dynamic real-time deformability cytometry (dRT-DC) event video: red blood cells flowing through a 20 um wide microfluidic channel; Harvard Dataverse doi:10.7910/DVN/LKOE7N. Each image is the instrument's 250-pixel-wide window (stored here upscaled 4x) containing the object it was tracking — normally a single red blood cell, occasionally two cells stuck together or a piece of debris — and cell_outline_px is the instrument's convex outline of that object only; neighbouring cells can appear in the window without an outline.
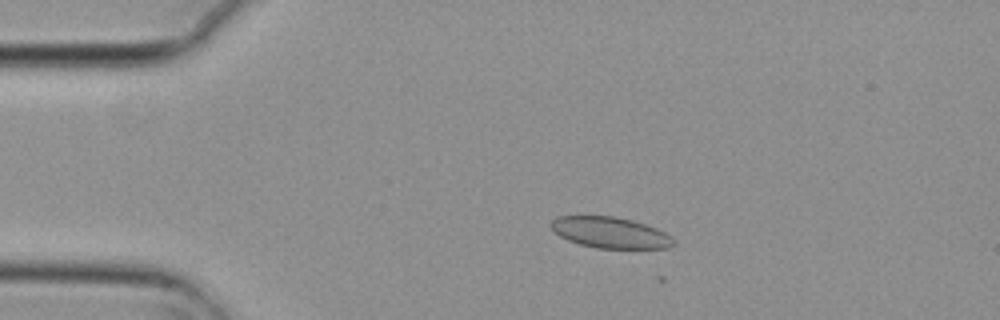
{"species": "common noctule bat (a hibernating species)", "species_latin": "Nyctalus noctula", "temperature_condition": "cold", "stored_images_in_passage": 4, "camera_frame_rate_fps": 3000, "um_per_image_px": 0.085, "animal": {"sex": "female", "body_mass_g": 29.2, "forearm_length_mm": 56.3}, "frame": {"image": 1, "passage_image": 1, "time_ms": 0.0, "image_size_px": [1000, 320], "cell_outline_px": [[676, 244], [668, 248], [596, 248], [580, 244], [568, 240], [560, 236], [548, 224], [556, 216], [616, 216], [632, 220], [656, 228], [672, 236], [676, 240]], "centroid_in_image_um": [51.89, 19.77], "position_along_channel_um": 33.1, "area_um2": 22.25}}
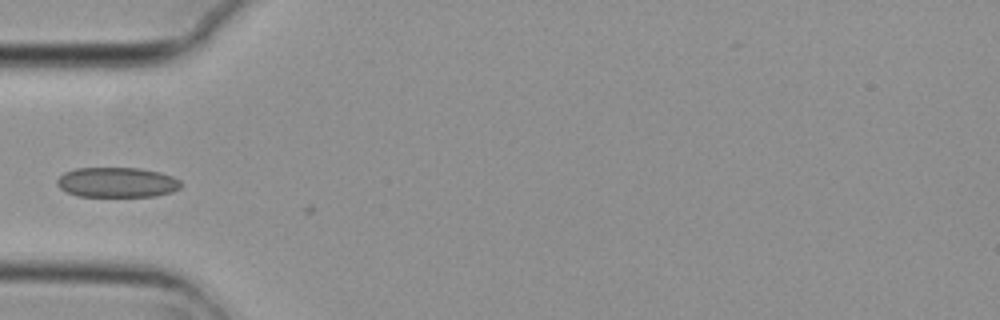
{"frame": {"image": 2, "passage_image": 3, "time_ms": 0.667, "image_size_px": [1000, 320], "cell_outline_px": [[180, 188], [172, 192], [156, 196], [76, 196], [60, 188], [56, 184], [56, 180], [64, 172], [76, 168], [140, 168], [160, 172], [172, 176], [180, 180]], "centroid_in_image_um": [9.94, 15.5], "position_along_channel_um": 75.1, "area_um2": 21.73}}